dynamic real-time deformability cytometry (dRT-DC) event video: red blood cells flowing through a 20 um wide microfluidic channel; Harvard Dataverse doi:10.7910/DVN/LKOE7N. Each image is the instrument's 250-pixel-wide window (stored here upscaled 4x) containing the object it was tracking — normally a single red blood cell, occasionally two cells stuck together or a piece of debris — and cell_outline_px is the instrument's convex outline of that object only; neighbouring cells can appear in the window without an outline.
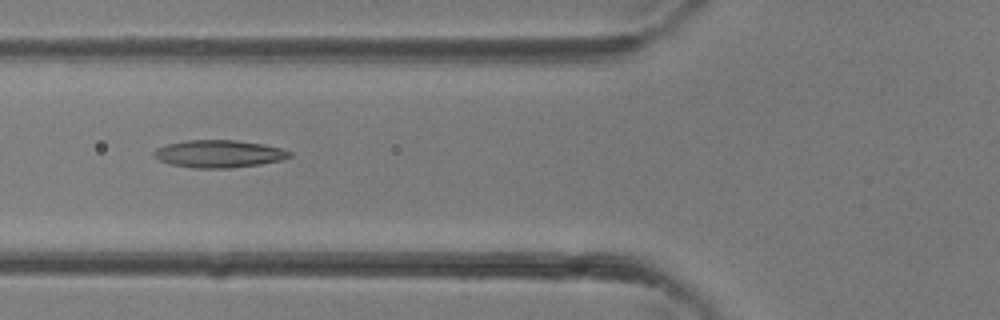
{"species": "common noctule bat (a hibernating species)", "species_latin": "Nyctalus noctula", "temperature_condition": "room temperature", "stored_images_in_passage": 37, "camera_frame_rate_fps": 3000, "um_per_image_px": 0.085, "animal": {"sex": "female"}, "frame": {"image": 1, "passage_image": 14, "time_ms": 4.333, "image_size_px": [1000, 320], "cell_outline_px": [[292, 156], [280, 160], [260, 164], [228, 168], [192, 168], [172, 164], [160, 160], [152, 156], [152, 152], [156, 148], [168, 144], [188, 140], [236, 140], [264, 144], [284, 148], [292, 152]], "centroid_in_image_um": [18.62, 13.07], "position_along_channel_um": 107.2, "area_um2": 21.79}}
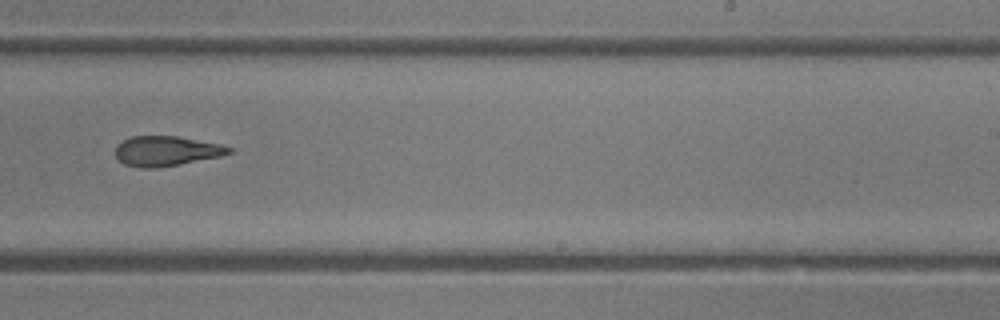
{"frame": {"image": 2, "passage_image": 23, "time_ms": 7.333, "image_size_px": [1000, 320], "cell_outline_px": [[232, 152], [220, 156], [180, 164], [156, 168], [140, 168], [124, 164], [116, 156], [116, 144], [132, 136], [176, 136], [220, 144], [232, 148]], "centroid_in_image_um": [14.12, 12.84], "position_along_channel_um": 274.9, "area_um2": 19.65}}
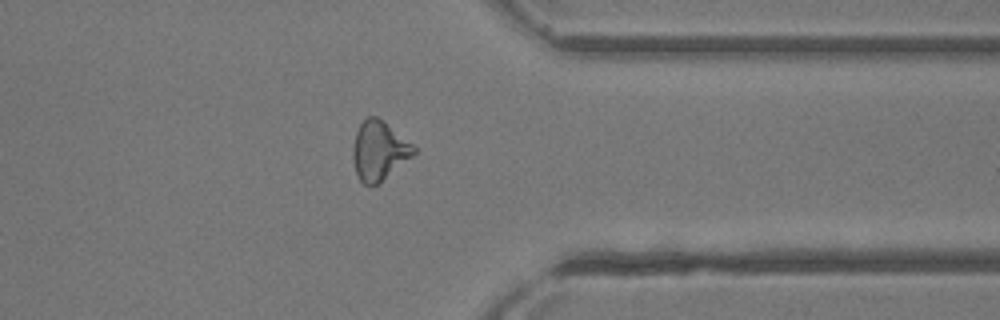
{"frame": {"image": 3, "passage_image": 29, "time_ms": 9.333, "image_size_px": [1000, 320], "cell_outline_px": [[416, 152], [412, 156], [380, 184], [364, 184], [360, 180], [356, 172], [352, 156], [352, 148], [356, 132], [360, 124], [368, 116], [376, 116], [412, 144], [416, 148]], "centroid_in_image_um": [32.2, 12.83], "position_along_channel_um": 379.2, "area_um2": 20.69}}